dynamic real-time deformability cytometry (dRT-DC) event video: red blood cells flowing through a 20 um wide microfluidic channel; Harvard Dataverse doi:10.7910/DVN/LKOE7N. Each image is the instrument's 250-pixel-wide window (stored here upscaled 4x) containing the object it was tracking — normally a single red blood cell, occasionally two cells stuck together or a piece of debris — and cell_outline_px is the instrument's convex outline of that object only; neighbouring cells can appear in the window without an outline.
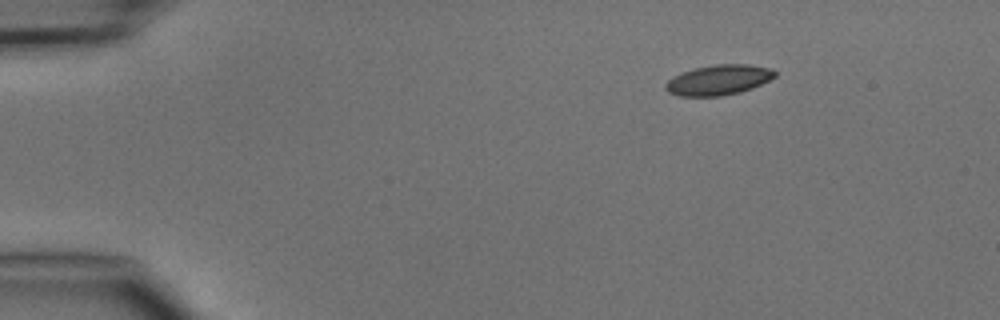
{"species": "common noctule bat (a hibernating species)", "species_latin": "Nyctalus noctula", "temperature_condition": "cold", "stored_images_in_passage": 4, "camera_frame_rate_fps": 3000, "um_per_image_px": 0.085, "animal": {"sex": "male", "body_mass_g": 15.6}, "frame": {"image": 1, "passage_image": 1, "time_ms": 0.0, "image_size_px": [1000, 320], "cell_outline_px": [[776, 76], [752, 88], [740, 92], [720, 96], [680, 96], [668, 92], [664, 88], [664, 84], [668, 80], [680, 72], [696, 68], [716, 64], [748, 64], [772, 68], [776, 72]], "centroid_in_image_um": [61.06, 6.79], "position_along_channel_um": 23.9, "area_um2": 19.25}}
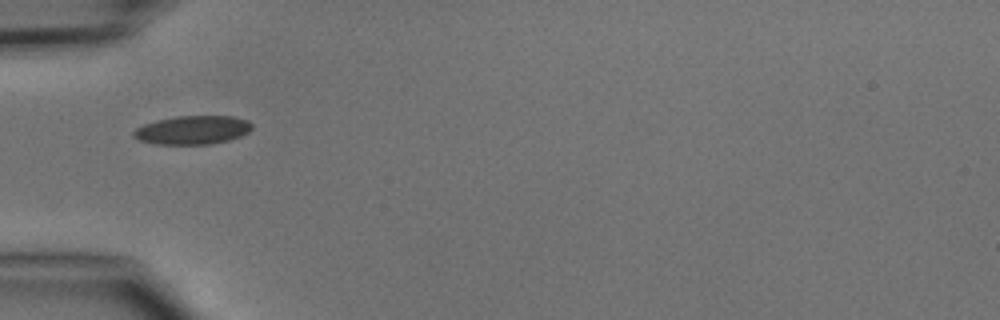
{"frame": {"image": 2, "passage_image": 3, "time_ms": 3.0, "image_size_px": [1000, 320], "cell_outline_px": [[252, 128], [248, 132], [240, 136], [228, 140], [208, 144], [156, 144], [140, 140], [132, 136], [132, 132], [136, 128], [144, 124], [156, 120], [176, 116], [232, 116], [248, 120], [252, 124]], "centroid_in_image_um": [16.36, 11.04], "position_along_channel_um": 68.6, "area_um2": 19.71}}